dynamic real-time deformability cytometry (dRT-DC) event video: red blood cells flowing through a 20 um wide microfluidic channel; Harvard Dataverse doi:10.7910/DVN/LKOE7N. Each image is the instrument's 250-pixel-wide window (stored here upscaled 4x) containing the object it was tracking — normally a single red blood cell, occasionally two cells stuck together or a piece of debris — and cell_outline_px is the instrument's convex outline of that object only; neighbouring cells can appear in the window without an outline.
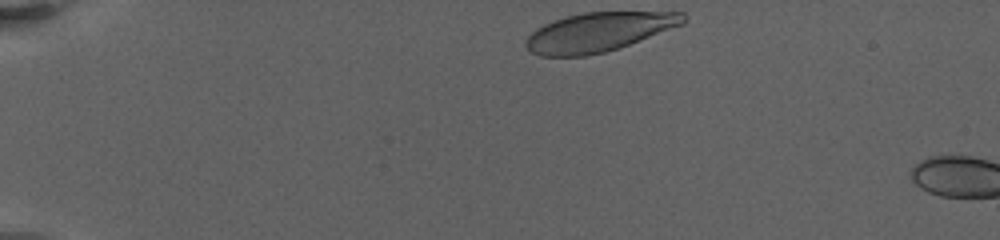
{"species": "human", "species_latin": "Homo sapiens", "temperature_condition": "warm", "stored_images_in_passage": 7, "camera_frame_rate_fps": 3000, "um_per_image_px": 0.085, "donor": {"sex": "female"}, "frame": {"image": 1, "passage_image": 1, "time_ms": 0.0, "image_size_px": [1000, 240], "cell_outline_px": [[684, 24], [628, 44], [604, 52], [584, 56], [540, 56], [532, 52], [524, 44], [528, 36], [536, 28], [544, 24], [564, 16], [584, 12], [684, 12]], "centroid_in_image_um": [50.85, 2.71], "position_along_channel_um": 34.2, "area_um2": 35.49}}